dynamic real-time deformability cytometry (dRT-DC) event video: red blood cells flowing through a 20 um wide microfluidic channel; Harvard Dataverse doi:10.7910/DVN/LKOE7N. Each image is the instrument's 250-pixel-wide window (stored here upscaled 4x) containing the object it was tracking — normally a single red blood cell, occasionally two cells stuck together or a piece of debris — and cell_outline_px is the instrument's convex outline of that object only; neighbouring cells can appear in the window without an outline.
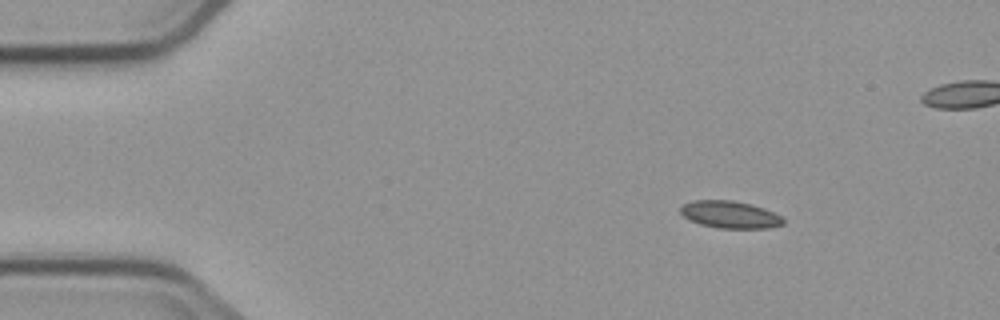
{"species": "common noctule bat (a hibernating species)", "species_latin": "Nyctalus noctula", "temperature_condition": "cold", "stored_images_in_passage": 5, "camera_frame_rate_fps": 3000, "um_per_image_px": 0.085, "animal": {"sex": "male", "body_mass_g": 23.1, "forearm_length_mm": 52.7}, "frame": {"image": 1, "passage_image": 2, "time_ms": 1.0, "image_size_px": [1000, 320], "cell_outline_px": [[784, 224], [768, 228], [720, 228], [700, 224], [688, 220], [680, 212], [680, 208], [684, 204], [692, 200], [732, 200], [752, 204], [764, 208], [780, 216], [784, 220]], "centroid_in_image_um": [62.03, 18.23], "position_along_channel_um": 23.0, "area_um2": 16.3}}